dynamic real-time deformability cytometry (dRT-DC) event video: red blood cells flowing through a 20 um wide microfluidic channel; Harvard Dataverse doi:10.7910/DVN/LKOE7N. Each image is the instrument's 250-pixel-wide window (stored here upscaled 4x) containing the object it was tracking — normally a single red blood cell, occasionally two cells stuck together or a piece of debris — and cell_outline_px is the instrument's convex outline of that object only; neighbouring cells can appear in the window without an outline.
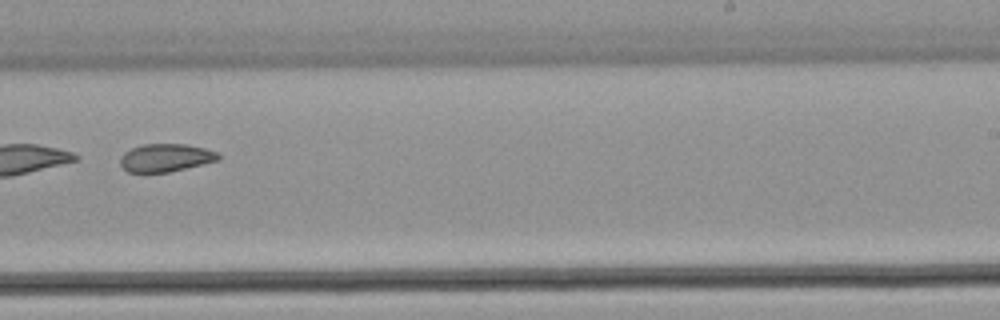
{"species": "common noctule bat (a hibernating species)", "species_latin": "Nyctalus noctula", "temperature_condition": "warm", "stored_images_in_passage": 45, "camera_frame_rate_fps": 3000, "um_per_image_px": 0.085, "animal": {"sex": "male", "body_mass_g": 21.5, "forearm_length_mm": 52.0}, "frame": {"image": 1, "passage_image": 32, "time_ms": 10.333, "image_size_px": [1000, 320], "cell_outline_px": [[220, 160], [168, 172], [128, 172], [120, 164], [120, 156], [124, 152], [132, 148], [144, 144], [184, 144], [204, 148], [216, 152], [220, 156]], "centroid_in_image_um": [14.07, 13.4], "position_along_channel_um": 274.9, "area_um2": 15.84}}